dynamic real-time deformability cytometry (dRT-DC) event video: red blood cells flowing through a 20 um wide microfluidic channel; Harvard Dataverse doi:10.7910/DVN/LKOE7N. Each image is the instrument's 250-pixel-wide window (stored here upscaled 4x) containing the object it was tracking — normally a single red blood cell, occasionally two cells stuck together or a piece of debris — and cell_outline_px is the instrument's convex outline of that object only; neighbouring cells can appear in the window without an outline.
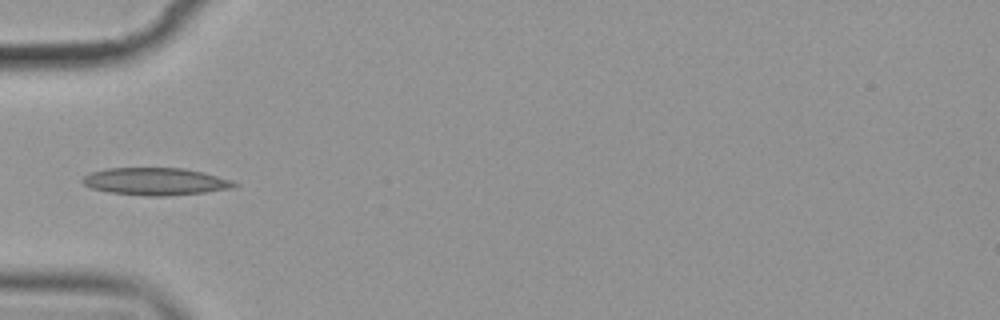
{"species": "common noctule bat (a hibernating species)", "species_latin": "Nyctalus noctula", "temperature_condition": "cold", "stored_images_in_passage": 5, "camera_frame_rate_fps": 3000, "um_per_image_px": 0.085, "animal": {"sex": "female", "body_mass_g": 19.9}, "frame": {"image": 1, "passage_image": 5, "time_ms": 4.667, "image_size_px": [1000, 320], "cell_outline_px": [[240, 184], [232, 188], [204, 192], [164, 196], [144, 196], [108, 192], [92, 188], [84, 184], [80, 180], [84, 176], [92, 172], [108, 168], [184, 168], [204, 172], [232, 180]], "centroid_in_image_um": [13.23, 15.42], "position_along_channel_um": 71.8, "area_um2": 24.22}}